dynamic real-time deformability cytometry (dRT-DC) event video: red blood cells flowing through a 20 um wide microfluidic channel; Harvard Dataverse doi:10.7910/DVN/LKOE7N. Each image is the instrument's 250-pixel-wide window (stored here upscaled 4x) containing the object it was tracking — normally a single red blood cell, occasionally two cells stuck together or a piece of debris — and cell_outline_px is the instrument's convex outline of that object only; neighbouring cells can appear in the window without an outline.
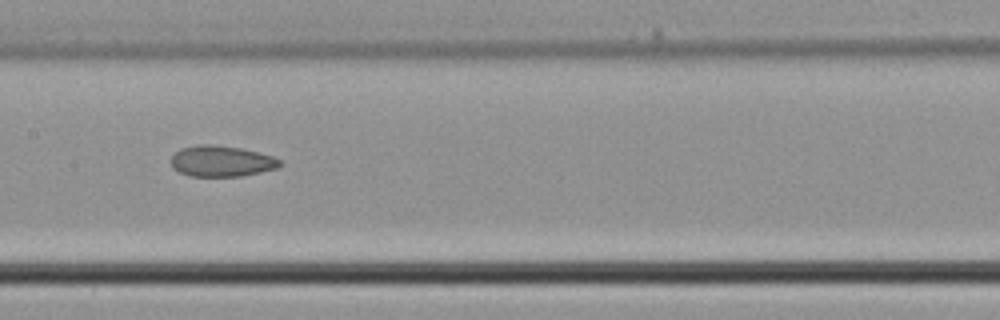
{"species": "common noctule bat (a hibernating species)", "species_latin": "Nyctalus noctula", "temperature_condition": "cold", "stored_images_in_passage": 7, "segment_of_instrument_passage": [1, 2], "camera_frame_rate_fps": 3000, "um_per_image_px": 0.085, "animal": {"sex": "male", "body_mass_g": 21.5, "forearm_length_mm": 52.0}, "frame": {"image": 1, "passage_image": 6, "time_ms": 1.667, "image_size_px": [1000, 320], "cell_outline_px": [[284, 164], [276, 168], [260, 172], [240, 176], [188, 176], [172, 168], [172, 156], [180, 148], [200, 144], [212, 144], [240, 148], [272, 156], [280, 160]], "centroid_in_image_um": [18.81, 13.7], "position_along_channel_um": 188.6, "area_um2": 19.54}}